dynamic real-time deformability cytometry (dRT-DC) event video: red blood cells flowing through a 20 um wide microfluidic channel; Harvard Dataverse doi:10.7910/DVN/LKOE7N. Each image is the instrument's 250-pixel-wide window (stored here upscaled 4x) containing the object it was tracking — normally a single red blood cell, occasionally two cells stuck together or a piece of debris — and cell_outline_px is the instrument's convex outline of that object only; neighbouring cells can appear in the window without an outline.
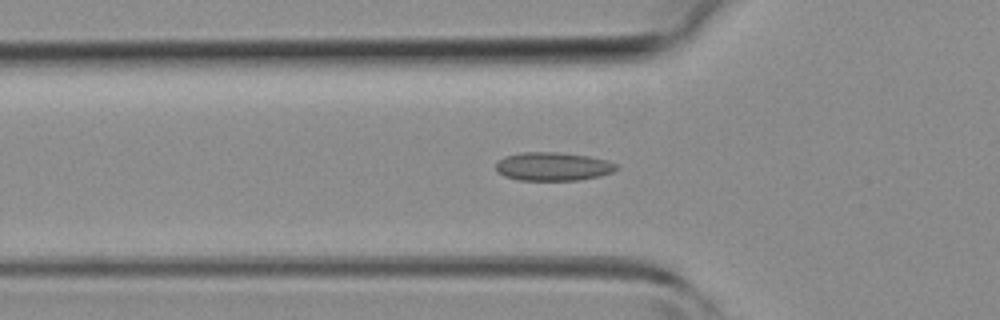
{"species": "common noctule bat (a hibernating species)", "species_latin": "Nyctalus noctula", "temperature_condition": "room temperature", "stored_images_in_passage": 21, "camera_frame_rate_fps": 3000, "um_per_image_px": 0.085, "animal": {"sex": "female", "body_mass_g": 19.3, "forearm_length_mm": 54.1}, "frame": {"image": 1, "passage_image": 4, "time_ms": 1.0, "image_size_px": [1000, 320], "cell_outline_px": [[620, 168], [612, 172], [600, 176], [580, 180], [520, 180], [504, 176], [496, 168], [496, 164], [504, 156], [520, 152], [560, 152], [588, 156], [608, 160], [616, 164]], "centroid_in_image_um": [47.04, 14.14], "position_along_channel_um": 78.8, "area_um2": 20.06}}
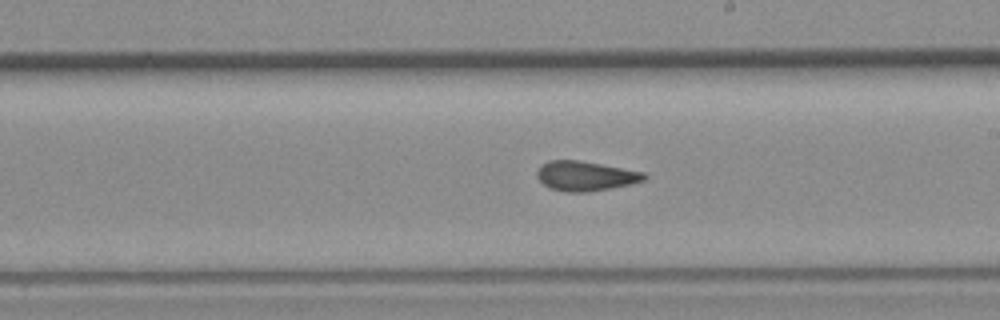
{"frame": {"image": 2, "passage_image": 14, "time_ms": 4.333, "image_size_px": [1000, 320], "cell_outline_px": [[648, 176], [644, 180], [632, 184], [612, 188], [584, 192], [564, 192], [552, 188], [544, 184], [536, 176], [536, 172], [540, 164], [548, 160], [576, 160], [600, 164], [644, 172]], "centroid_in_image_um": [49.75, 14.95], "position_along_channel_um": 239.3, "area_um2": 18.5}}
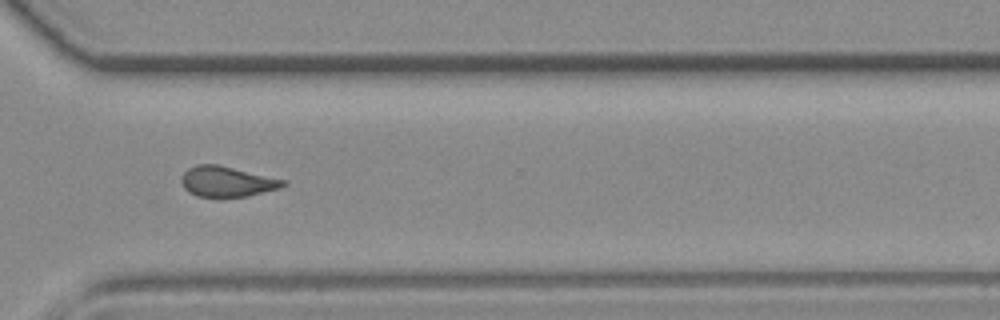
{"frame": {"image": 3, "passage_image": 21, "time_ms": 6.667, "image_size_px": [1000, 320], "cell_outline_px": [[288, 184], [280, 188], [248, 196], [196, 196], [188, 192], [184, 188], [180, 180], [180, 176], [188, 168], [196, 164], [220, 164], [288, 180]], "centroid_in_image_um": [19.31, 15.41], "position_along_channel_um": 351.3, "area_um2": 18.32}}